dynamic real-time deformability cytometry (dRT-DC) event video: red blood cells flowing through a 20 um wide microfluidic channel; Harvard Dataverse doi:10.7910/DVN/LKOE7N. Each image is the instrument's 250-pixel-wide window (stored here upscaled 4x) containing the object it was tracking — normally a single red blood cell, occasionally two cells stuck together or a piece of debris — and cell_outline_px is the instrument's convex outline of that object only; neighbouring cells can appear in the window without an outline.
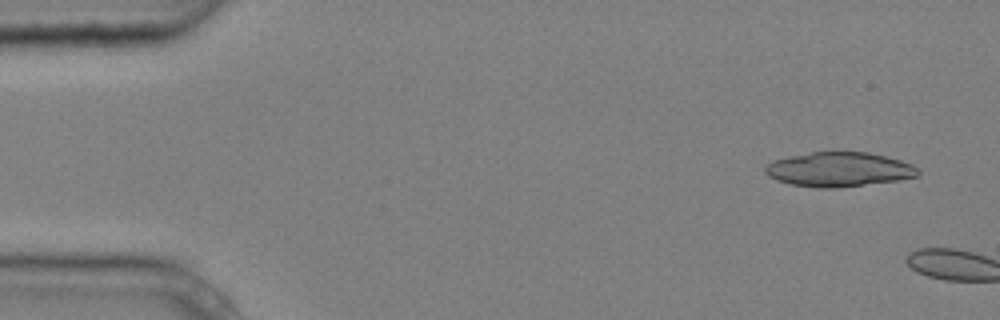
{"species": "common noctule bat (a hibernating species)", "species_latin": "Nyctalus noctula", "temperature_condition": "cold", "stored_images_in_passage": 2, "camera_frame_rate_fps": 3000, "um_per_image_px": 0.085, "animal": {"sex": "male", "body_mass_g": 20.4}, "frame": {"image": 1, "passage_image": 1, "time_ms": 0.0, "image_size_px": [1000, 320], "cell_outline_px": [[920, 172], [916, 176], [900, 180], [836, 188], [816, 188], [788, 184], [776, 180], [768, 176], [764, 172], [764, 168], [772, 160], [788, 156], [832, 148], [868, 152], [900, 160], [912, 164], [920, 168]], "centroid_in_image_um": [71.28, 14.36], "position_along_channel_um": 13.7, "area_um2": 31.79}}